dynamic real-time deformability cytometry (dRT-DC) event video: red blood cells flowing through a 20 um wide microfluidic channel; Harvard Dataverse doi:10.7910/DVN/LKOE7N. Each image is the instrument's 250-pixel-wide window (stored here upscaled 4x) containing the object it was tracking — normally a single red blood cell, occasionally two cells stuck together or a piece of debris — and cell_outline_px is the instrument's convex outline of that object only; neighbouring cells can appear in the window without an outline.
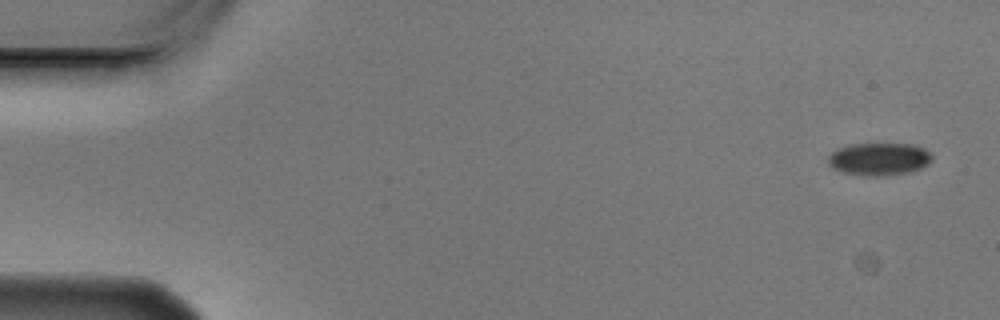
{"species": "Egyptian fruit bat (a non-hibernating species)", "species_latin": "Rousettus aegyptiacus", "temperature_condition": "cold", "stored_images_in_passage": 4, "camera_frame_rate_fps": 3000, "um_per_image_px": 0.085, "animal": {"sex": "male"}, "frame": {"image": 1, "passage_image": 1, "time_ms": 0.0, "image_size_px": [1000, 320], "cell_outline_px": [[932, 160], [928, 164], [920, 168], [908, 172], [876, 176], [844, 172], [832, 168], [828, 164], [828, 156], [836, 148], [848, 144], [912, 144], [924, 148], [932, 156]], "centroid_in_image_um": [74.7, 13.49], "position_along_channel_um": 10.3, "area_um2": 19.54}}
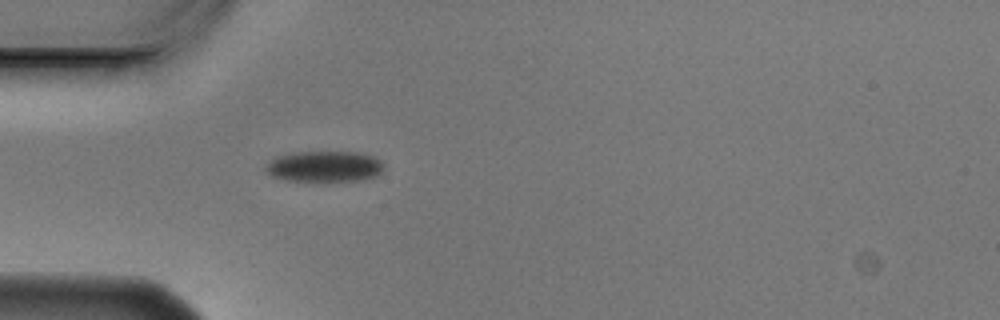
{"frame": {"image": 2, "passage_image": 4, "time_ms": 1.0, "image_size_px": [1000, 320], "cell_outline_px": [[384, 168], [376, 176], [364, 180], [284, 180], [272, 176], [264, 168], [268, 160], [276, 156], [292, 152], [352, 152], [372, 156], [380, 160], [384, 164]], "centroid_in_image_um": [27.55, 14.13], "position_along_channel_um": 57.5, "area_um2": 21.15}}